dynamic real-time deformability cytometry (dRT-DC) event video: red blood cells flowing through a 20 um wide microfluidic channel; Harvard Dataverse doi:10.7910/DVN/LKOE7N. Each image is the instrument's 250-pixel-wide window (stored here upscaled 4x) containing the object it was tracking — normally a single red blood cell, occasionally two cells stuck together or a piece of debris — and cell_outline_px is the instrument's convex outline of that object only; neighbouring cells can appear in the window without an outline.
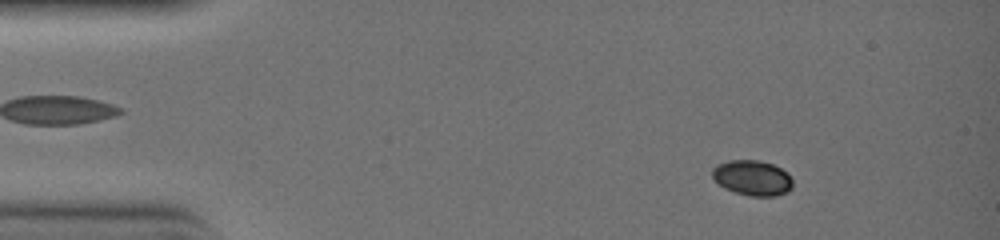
{"species": "common noctule bat (a hibernating species)", "species_latin": "Nyctalus noctula", "temperature_condition": "warm", "stored_images_in_passage": 23, "camera_frame_rate_fps": 3000, "um_per_image_px": 0.085, "animal": {"sex": "female", "body_mass_g": 19.0, "forearm_length_mm": 51.5}, "frame": {"image": 1, "passage_image": 7, "time_ms": 2.0, "image_size_px": [1000, 240], "cell_outline_px": [[792, 188], [788, 192], [776, 196], [748, 196], [724, 188], [712, 176], [712, 168], [716, 164], [728, 160], [760, 160], [772, 164], [788, 172], [792, 180]], "centroid_in_image_um": [63.96, 15.11], "position_along_channel_um": 21.0, "area_um2": 16.65}}
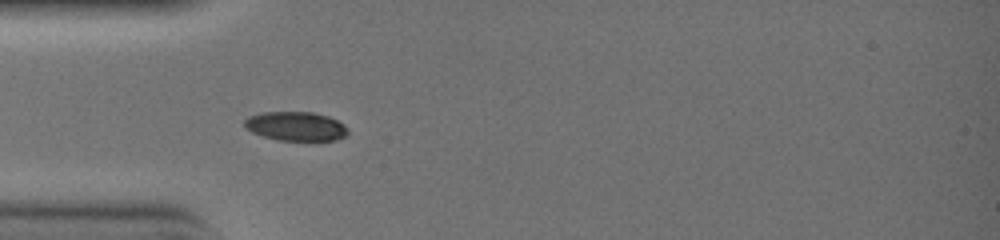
{"frame": {"image": 2, "passage_image": 16, "time_ms": 5.0, "image_size_px": [1000, 240], "cell_outline_px": [[348, 132], [344, 136], [336, 140], [280, 140], [264, 136], [252, 132], [244, 128], [244, 120], [248, 116], [260, 112], [312, 112], [328, 116], [344, 124], [348, 128]], "centroid_in_image_um": [25.12, 10.72], "position_along_channel_um": 59.9, "area_um2": 17.51}}
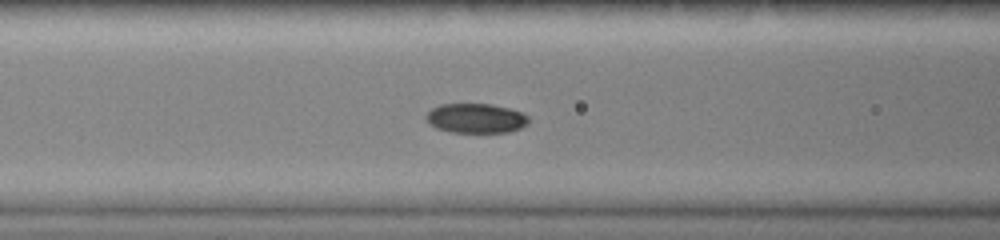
{"frame": {"image": 3, "passage_image": 21, "time_ms": 6.667, "image_size_px": [1000, 240], "cell_outline_px": [[528, 124], [520, 128], [508, 132], [452, 132], [436, 128], [428, 124], [424, 116], [432, 108], [440, 104], [492, 104], [508, 108], [520, 112], [528, 116]], "centroid_in_image_um": [40.41, 10.05], "position_along_channel_um": 126.2, "area_um2": 17.69}}